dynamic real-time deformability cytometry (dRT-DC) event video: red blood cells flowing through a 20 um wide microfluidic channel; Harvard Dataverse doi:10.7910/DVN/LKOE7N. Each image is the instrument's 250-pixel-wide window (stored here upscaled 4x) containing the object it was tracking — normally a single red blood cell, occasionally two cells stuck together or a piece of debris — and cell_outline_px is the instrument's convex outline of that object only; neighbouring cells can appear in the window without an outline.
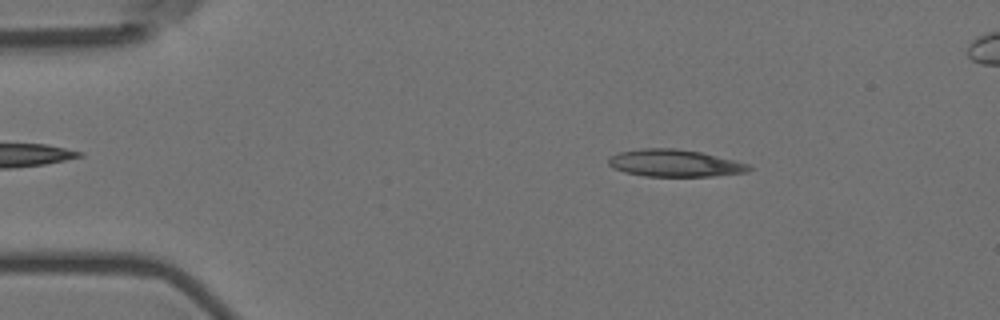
{"species": "Egyptian fruit bat (a non-hibernating species)", "species_latin": "Rousettus aegyptiacus", "temperature_condition": "room temperature", "stored_images_in_passage": 55, "segment_of_instrument_passage": [1, 2], "camera_frame_rate_fps": 3000, "um_per_image_px": 0.085, "animal": {"sex": "female"}, "frame": {"image": 1, "passage_image": 8, "time_ms": 2.333, "image_size_px": [1000, 320], "cell_outline_px": [[752, 168], [748, 172], [716, 176], [644, 176], [624, 172], [612, 168], [608, 164], [608, 156], [620, 152], [640, 148], [676, 148], [700, 152], [748, 164]], "centroid_in_image_um": [57.3, 13.87], "position_along_channel_um": 27.7, "area_um2": 22.25}}
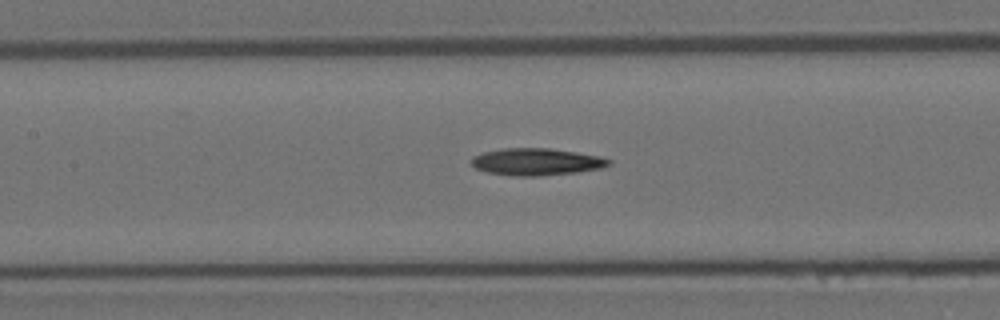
{"frame": {"image": 2, "passage_image": 24, "time_ms": 7.667, "image_size_px": [1000, 320], "cell_outline_px": [[612, 164], [600, 168], [576, 172], [540, 176], [512, 176], [488, 172], [476, 168], [472, 164], [472, 156], [484, 152], [500, 148], [548, 148], [576, 152], [600, 156], [612, 160]], "centroid_in_image_um": [45.61, 13.75], "position_along_channel_um": 161.8, "area_um2": 21.68}}
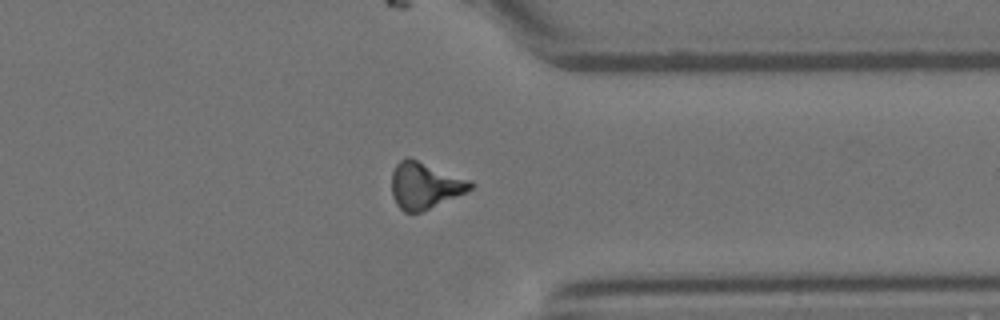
{"frame": {"image": 3, "passage_image": 42, "time_ms": 13.667, "image_size_px": [1000, 320], "cell_outline_px": [[476, 184], [472, 188], [456, 196], [420, 212], [404, 212], [396, 204], [392, 196], [392, 172], [396, 164], [400, 160], [408, 156], [472, 180]], "centroid_in_image_um": [36.1, 15.74], "position_along_channel_um": 375.3, "area_um2": 21.33}}